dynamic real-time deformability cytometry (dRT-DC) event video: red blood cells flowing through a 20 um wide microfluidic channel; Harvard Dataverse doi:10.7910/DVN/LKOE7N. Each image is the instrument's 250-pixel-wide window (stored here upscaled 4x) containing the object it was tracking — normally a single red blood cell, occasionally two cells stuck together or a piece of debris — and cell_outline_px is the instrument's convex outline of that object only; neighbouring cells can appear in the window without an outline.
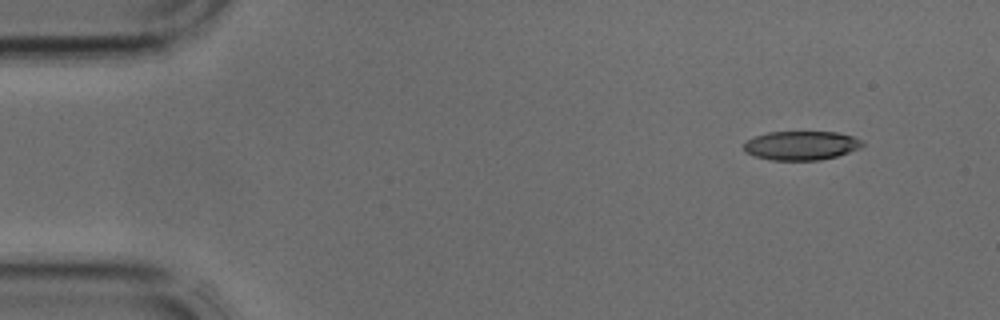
{"species": "common noctule bat (a hibernating species)", "species_latin": "Nyctalus noctula", "temperature_condition": "cold", "stored_images_in_passage": 4, "segment_of_instrument_passage": [1, 2], "camera_frame_rate_fps": 3000, "um_per_image_px": 0.085, "animal": {"sex": "male", "body_mass_g": 17.9, "forearm_length_mm": 54.2}, "frame": {"image": 1, "passage_image": 1, "time_ms": 0.0, "image_size_px": [1000, 320], "cell_outline_px": [[864, 144], [860, 148], [836, 156], [820, 160], [772, 160], [756, 156], [744, 152], [744, 140], [768, 132], [836, 132], [852, 136], [864, 140]], "centroid_in_image_um": [68.1, 12.36], "position_along_channel_um": 16.9, "area_um2": 20.06}}